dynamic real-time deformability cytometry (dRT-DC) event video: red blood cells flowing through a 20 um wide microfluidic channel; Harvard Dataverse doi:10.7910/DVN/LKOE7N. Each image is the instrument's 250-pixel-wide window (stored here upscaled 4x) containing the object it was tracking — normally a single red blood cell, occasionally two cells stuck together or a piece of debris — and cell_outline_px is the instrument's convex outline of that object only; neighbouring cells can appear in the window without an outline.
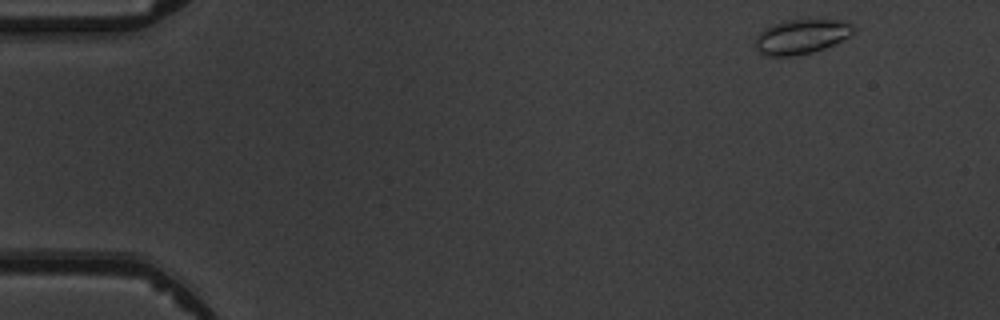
{"species": "common noctule bat (a hibernating species)", "species_latin": "Nyctalus noctula", "temperature_condition": "warm", "stored_images_in_passage": 5, "camera_frame_rate_fps": 3000, "um_per_image_px": 0.085, "animal": {"sex": "male", "body_mass_g": 19.5, "forearm_length_mm": 54.6}, "frame": {"image": 1, "passage_image": 1, "time_ms": 0.0, "image_size_px": [1000, 320], "cell_outline_px": [[856, 32], [852, 36], [824, 48], [812, 52], [792, 56], [764, 56], [756, 52], [756, 36], [764, 28], [772, 24], [788, 20], [844, 20], [852, 24], [856, 28]], "centroid_in_image_um": [68.13, 3.11], "position_along_channel_um": 16.9, "area_um2": 20.06}}